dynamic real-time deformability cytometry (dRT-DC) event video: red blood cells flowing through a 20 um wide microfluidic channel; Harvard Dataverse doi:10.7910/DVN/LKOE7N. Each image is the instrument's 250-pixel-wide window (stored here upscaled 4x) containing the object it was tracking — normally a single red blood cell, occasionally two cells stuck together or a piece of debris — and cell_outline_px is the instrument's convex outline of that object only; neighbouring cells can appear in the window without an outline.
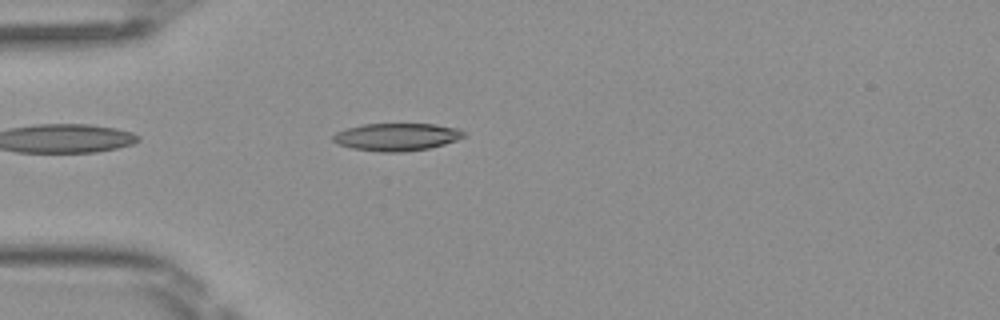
{"species": "Egyptian fruit bat (a non-hibernating species)", "species_latin": "Rousettus aegyptiacus", "temperature_condition": "room temperature", "stored_images_in_passage": 39, "camera_frame_rate_fps": 3000, "um_per_image_px": 0.085, "frame": {"image": 1, "passage_image": 4, "time_ms": 1.0, "image_size_px": [1000, 320], "cell_outline_px": [[464, 136], [456, 140], [444, 144], [428, 148], [404, 152], [380, 152], [352, 148], [340, 144], [332, 140], [332, 136], [336, 132], [348, 128], [364, 124], [436, 124], [460, 128], [464, 132]], "centroid_in_image_um": [33.73, 11.63], "position_along_channel_um": 51.3, "area_um2": 20.92}}
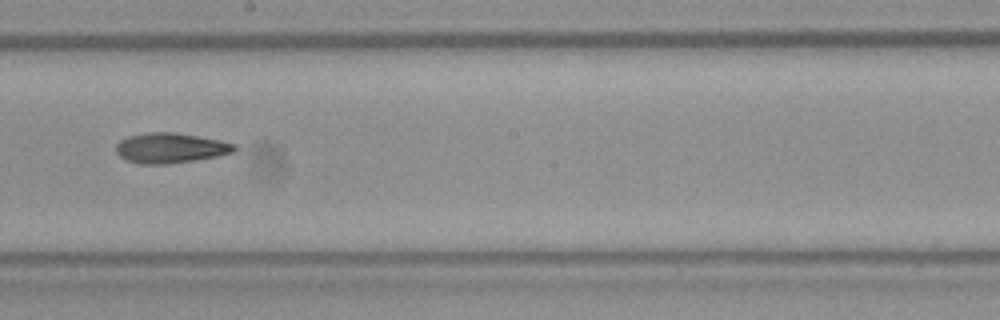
{"frame": {"image": 2, "passage_image": 18, "time_ms": 5.667, "image_size_px": [1000, 320], "cell_outline_px": [[236, 148], [232, 152], [216, 156], [168, 164], [140, 164], [128, 160], [120, 156], [116, 152], [116, 144], [120, 140], [128, 136], [148, 132], [172, 132], [220, 140], [236, 144]], "centroid_in_image_um": [14.45, 12.57], "position_along_channel_um": 233.7, "area_um2": 20.52}}
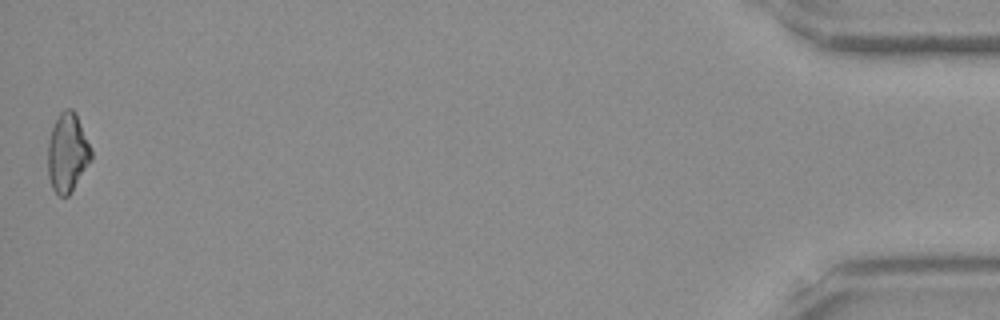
{"frame": {"image": 3, "passage_image": 39, "time_ms": 12.667, "image_size_px": [1000, 320], "cell_outline_px": [[92, 160], [68, 196], [60, 196], [52, 188], [48, 176], [48, 140], [52, 128], [60, 112], [64, 108], [72, 108], [76, 112], [92, 148]], "centroid_in_image_um": [5.75, 12.95], "position_along_channel_um": 429.5, "area_um2": 20.11}, "authors_computed_cell_mechanics": {"area_um2": 20.1144, "velocity_mm_per_s": 4.1341, "shape_relaxation_time_tau1_ms": 5.5404, "shape_relaxation_time_tau2_ms": null, "deformation_change_tau1": 0.1753, "deformation_change_tau2": null}}